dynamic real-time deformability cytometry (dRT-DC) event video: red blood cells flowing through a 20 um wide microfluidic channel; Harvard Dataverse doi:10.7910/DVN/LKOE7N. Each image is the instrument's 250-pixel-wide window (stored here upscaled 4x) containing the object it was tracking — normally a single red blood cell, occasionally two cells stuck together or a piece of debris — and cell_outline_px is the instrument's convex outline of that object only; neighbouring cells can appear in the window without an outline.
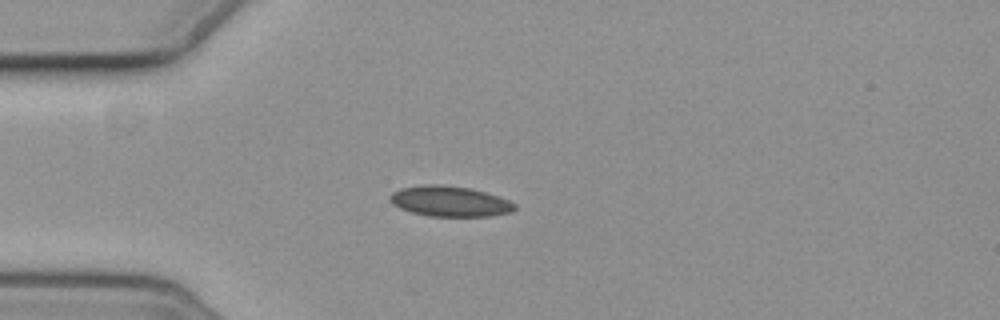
{"species": "common noctule bat (a hibernating species)", "species_latin": "Nyctalus noctula", "temperature_condition": "cold", "stored_images_in_passage": 8, "camera_frame_rate_fps": 3000, "um_per_image_px": 0.085, "animal": {"sex": "female", "body_mass_g": 19.3, "forearm_length_mm": 54.1}, "frame": {"image": 1, "passage_image": 4, "time_ms": 4.333, "image_size_px": [1000, 320], "cell_outline_px": [[516, 208], [512, 212], [492, 216], [428, 216], [412, 212], [400, 208], [392, 204], [388, 200], [388, 196], [392, 192], [400, 188], [432, 184], [436, 184], [468, 188], [484, 192], [508, 200], [516, 204]], "centroid_in_image_um": [38.2, 17.12], "position_along_channel_um": 46.8, "area_um2": 22.02}}
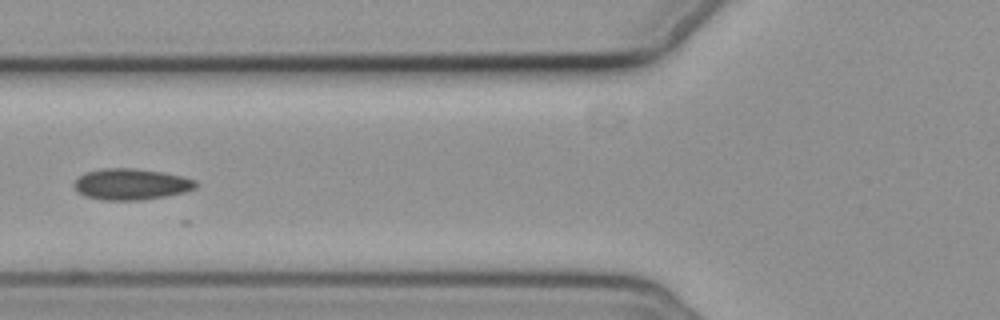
{"frame": {"image": 2, "passage_image": 6, "time_ms": 6.667, "image_size_px": [1000, 320], "cell_outline_px": [[200, 184], [196, 188], [184, 192], [164, 196], [140, 200], [100, 200], [84, 196], [76, 192], [72, 184], [80, 176], [88, 172], [104, 168], [132, 168], [164, 172], [184, 176], [196, 180]], "centroid_in_image_um": [11.16, 15.66], "position_along_channel_um": 114.6, "area_um2": 22.31}}
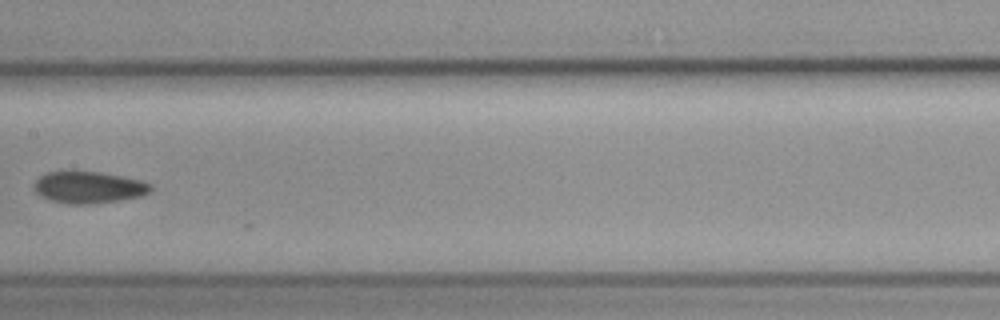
{"frame": {"image": 3, "passage_image": 8, "time_ms": 9.0, "image_size_px": [1000, 320], "cell_outline_px": [[152, 188], [148, 192], [140, 196], [116, 200], [88, 204], [68, 204], [52, 200], [40, 196], [36, 192], [36, 180], [40, 176], [48, 172], [100, 172], [140, 180], [152, 184]], "centroid_in_image_um": [7.54, 15.92], "position_along_channel_um": 199.9, "area_um2": 21.04}}